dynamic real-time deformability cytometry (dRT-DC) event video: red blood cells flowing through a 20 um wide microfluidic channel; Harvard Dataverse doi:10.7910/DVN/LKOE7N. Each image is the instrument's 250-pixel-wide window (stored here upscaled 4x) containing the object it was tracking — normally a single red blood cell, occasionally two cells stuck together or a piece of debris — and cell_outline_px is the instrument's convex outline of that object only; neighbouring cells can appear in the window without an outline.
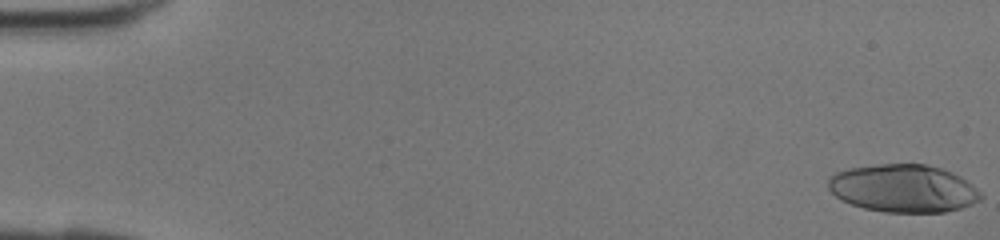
{"species": "human", "species_latin": "Homo sapiens", "temperature_condition": "room temperature", "stored_images_in_passage": 42, "camera_frame_rate_fps": 3000, "um_per_image_px": 0.085, "donor": {"sex": "female"}, "frame": {"image": 1, "passage_image": 1, "time_ms": 0.0, "image_size_px": [1000, 240], "cell_outline_px": [[984, 196], [980, 200], [972, 204], [960, 208], [944, 212], [884, 212], [864, 208], [852, 204], [836, 196], [828, 188], [828, 180], [836, 172], [848, 168], [880, 164], [928, 164], [952, 172], [960, 176], [972, 184]], "centroid_in_image_um": [76.81, 16.01], "position_along_channel_um": 8.2, "area_um2": 42.43}}
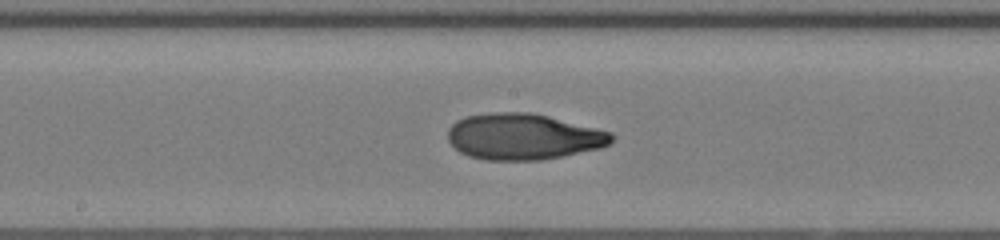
{"frame": {"image": 2, "passage_image": 23, "time_ms": 7.333, "image_size_px": [1000, 240], "cell_outline_px": [[616, 136], [608, 144], [600, 148], [540, 160], [484, 160], [468, 156], [460, 152], [448, 140], [448, 128], [456, 120], [464, 116], [492, 112], [528, 112], [548, 116], [612, 132]], "centroid_in_image_um": [44.45, 11.61], "position_along_channel_um": 203.8, "area_um2": 43.99}}
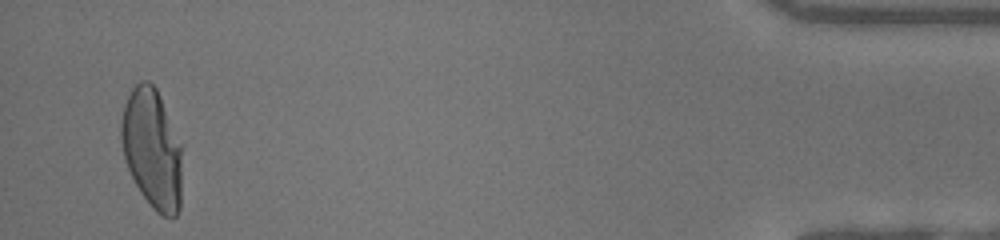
{"frame": {"image": 3, "passage_image": 41, "time_ms": 13.333, "image_size_px": [1000, 240], "cell_outline_px": [[184, 144], [180, 208], [176, 216], [164, 216], [156, 212], [152, 208], [140, 192], [124, 160], [120, 140], [120, 124], [124, 104], [132, 88], [140, 80], [148, 80], [156, 88]], "centroid_in_image_um": [12.97, 12.64], "position_along_channel_um": 422.2, "area_um2": 43.75}}